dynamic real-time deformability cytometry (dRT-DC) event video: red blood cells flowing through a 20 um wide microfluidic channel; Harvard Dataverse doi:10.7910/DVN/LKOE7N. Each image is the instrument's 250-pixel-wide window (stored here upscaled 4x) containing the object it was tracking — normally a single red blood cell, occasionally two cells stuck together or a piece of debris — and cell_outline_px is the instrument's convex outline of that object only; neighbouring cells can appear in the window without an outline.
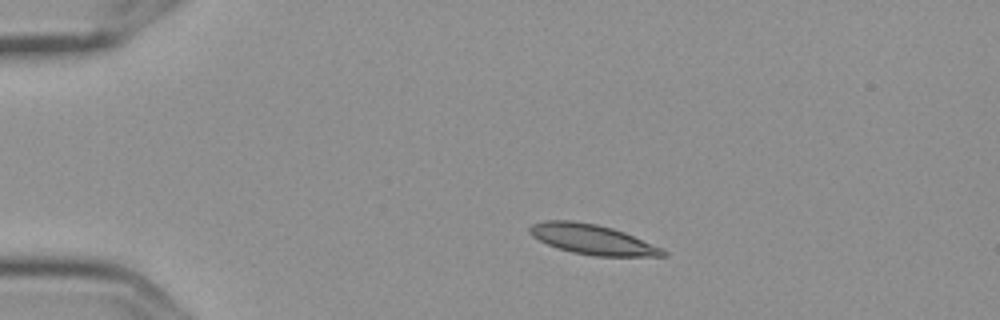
{"species": "Egyptian fruit bat (a non-hibernating species)", "species_latin": "Rousettus aegyptiacus", "temperature_condition": "cold", "stored_images_in_passage": 6, "camera_frame_rate_fps": 3000, "um_per_image_px": 0.085, "frame": {"image": 1, "passage_image": 3, "time_ms": 0.667, "image_size_px": [1000, 320], "cell_outline_px": [[668, 256], [592, 256], [572, 252], [548, 244], [532, 236], [528, 232], [528, 228], [532, 224], [544, 220], [572, 220], [596, 224], [612, 228], [624, 232], [660, 248], [668, 252]], "centroid_in_image_um": [50.32, 20.34], "position_along_channel_um": 34.7, "area_um2": 23.06}}
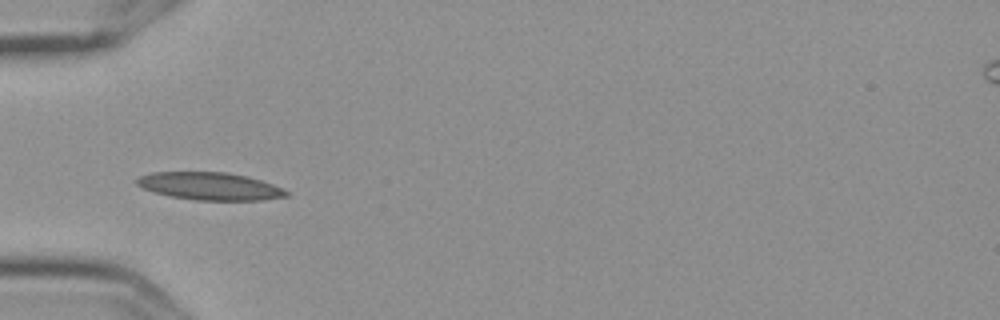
{"frame": {"image": 2, "passage_image": 5, "time_ms": 1.333, "image_size_px": [1000, 320], "cell_outline_px": [[288, 196], [260, 200], [196, 200], [172, 196], [140, 188], [136, 184], [136, 180], [140, 176], [152, 172], [228, 172], [248, 176], [272, 184], [288, 192]], "centroid_in_image_um": [17.82, 15.82], "position_along_channel_um": 67.2, "area_um2": 23.87}}
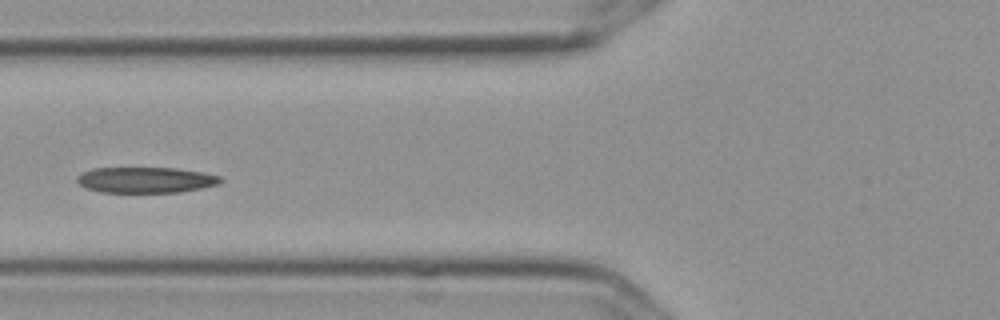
{"frame": {"image": 3, "passage_image": 6, "time_ms": 1.667, "image_size_px": [1000, 320], "cell_outline_px": [[224, 180], [220, 184], [180, 192], [100, 192], [88, 188], [80, 184], [76, 180], [76, 176], [92, 168], [176, 168], [204, 172], [220, 176]], "centroid_in_image_um": [12.42, 15.29], "position_along_channel_um": 113.4, "area_um2": 21.56}}